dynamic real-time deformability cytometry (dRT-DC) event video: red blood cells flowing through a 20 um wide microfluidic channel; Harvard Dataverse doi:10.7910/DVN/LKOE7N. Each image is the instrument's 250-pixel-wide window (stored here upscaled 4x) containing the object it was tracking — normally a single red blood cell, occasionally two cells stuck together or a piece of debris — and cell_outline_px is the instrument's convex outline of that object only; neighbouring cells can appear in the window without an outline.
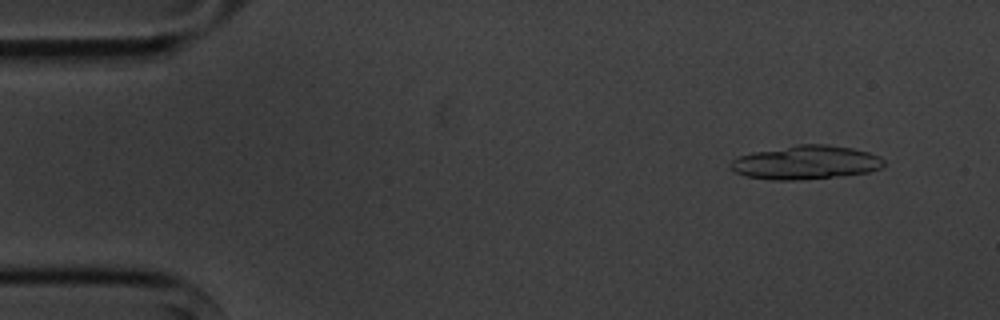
{"species": "common noctule bat (a hibernating species)", "species_latin": "Nyctalus noctula", "temperature_condition": "cold", "stored_images_in_passage": 4, "camera_frame_rate_fps": 3000, "um_per_image_px": 0.085, "animal": {"sex": "male", "body_mass_g": 20.1, "forearm_length_mm": 53.5}, "frame": {"image": 1, "passage_image": 1, "time_ms": 0.0, "image_size_px": [1000, 320], "cell_outline_px": [[884, 164], [880, 168], [868, 172], [840, 176], [800, 180], [772, 180], [744, 176], [736, 172], [728, 164], [736, 156], [752, 152], [796, 144], [828, 144], [852, 148], [868, 152], [880, 156], [884, 160]], "centroid_in_image_um": [68.46, 13.8], "position_along_channel_um": 16.5, "area_um2": 30.4}}